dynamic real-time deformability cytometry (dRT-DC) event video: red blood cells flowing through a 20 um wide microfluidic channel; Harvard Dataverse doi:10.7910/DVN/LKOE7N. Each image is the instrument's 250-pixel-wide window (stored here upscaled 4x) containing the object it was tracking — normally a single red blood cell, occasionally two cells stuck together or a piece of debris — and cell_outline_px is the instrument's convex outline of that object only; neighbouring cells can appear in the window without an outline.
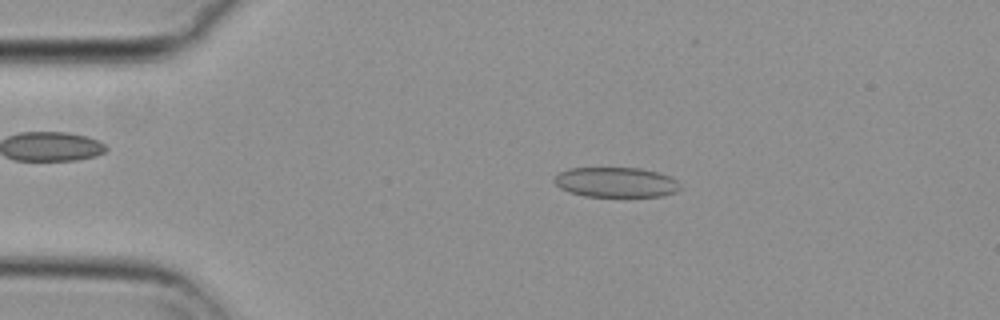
{"species": "common noctule bat (a hibernating species)", "species_latin": "Nyctalus noctula", "temperature_condition": "cold", "stored_images_in_passage": 54, "camera_frame_rate_fps": 3000, "um_per_image_px": 0.085, "animal": {"sex": "female", "body_mass_g": 29.2, "forearm_length_mm": 56.3}, "frame": {"image": 1, "passage_image": 10, "time_ms": 3.0, "image_size_px": [1000, 320], "cell_outline_px": [[680, 188], [676, 192], [660, 196], [584, 196], [568, 192], [560, 188], [552, 180], [560, 172], [568, 168], [640, 168], [656, 172], [668, 176], [676, 180], [680, 184]], "centroid_in_image_um": [52.32, 15.49], "position_along_channel_um": 32.7, "area_um2": 21.91}}
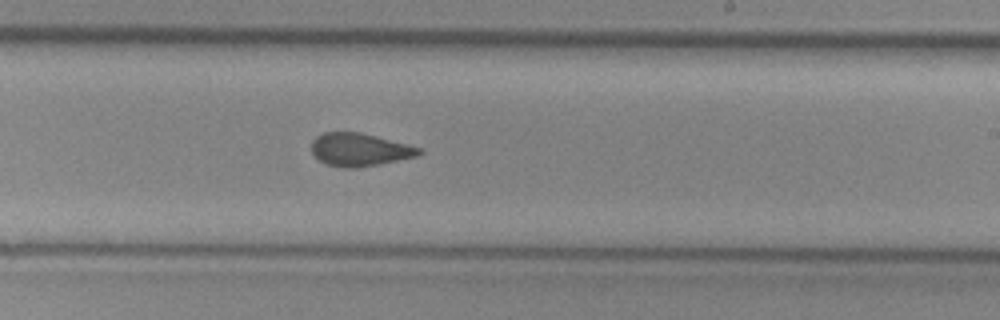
{"frame": {"image": 2, "passage_image": 32, "time_ms": 10.333, "image_size_px": [1000, 320], "cell_outline_px": [[424, 152], [416, 156], [360, 168], [344, 168], [324, 164], [312, 152], [312, 140], [316, 136], [324, 132], [360, 132], [408, 144], [420, 148]], "centroid_in_image_um": [30.55, 12.72], "position_along_channel_um": 258.5, "area_um2": 20.63}}
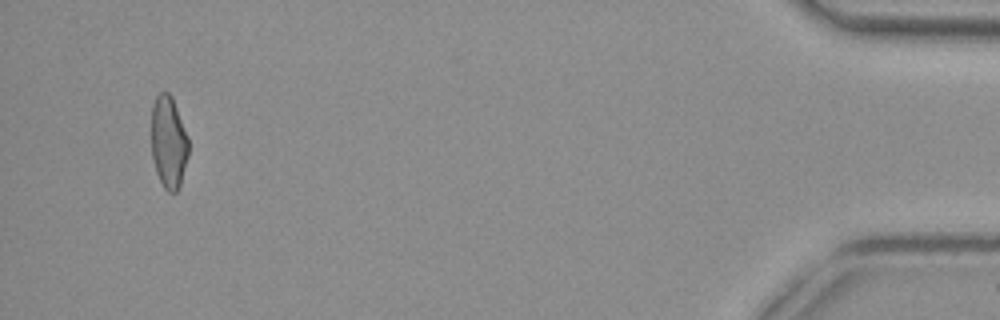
{"frame": {"image": 3, "passage_image": 52, "time_ms": 17.0, "image_size_px": [1000, 320], "cell_outline_px": [[188, 156], [180, 188], [176, 192], [168, 192], [164, 188], [156, 172], [152, 156], [152, 104], [156, 96], [160, 92], [168, 92], [172, 96], [188, 136]], "centroid_in_image_um": [14.34, 12.09], "position_along_channel_um": 420.9, "area_um2": 20.11}, "authors_computed_cell_mechanics": {"area_um2": 21.2993, "velocity_mm_per_s": 3.6939, "shape_relaxation_time_tau1_ms": null, "shape_relaxation_time_tau2_ms": 1.6856, "deformation_change_tau1": null, "deformation_change_tau2": 0.0971}}